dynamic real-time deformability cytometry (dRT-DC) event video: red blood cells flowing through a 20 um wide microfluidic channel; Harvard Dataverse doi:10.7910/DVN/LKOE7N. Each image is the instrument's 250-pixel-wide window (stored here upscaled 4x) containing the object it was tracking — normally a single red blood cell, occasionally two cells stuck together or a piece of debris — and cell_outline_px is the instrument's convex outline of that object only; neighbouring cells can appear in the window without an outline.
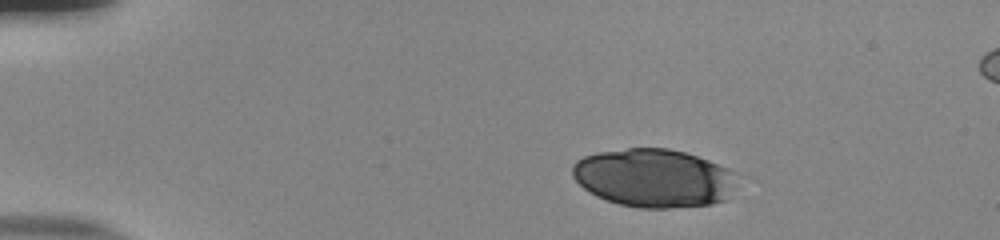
{"species": "human", "species_latin": "Homo sapiens", "temperature_condition": "room temperature", "stored_images_in_passage": 46, "camera_frame_rate_fps": 3000, "um_per_image_px": 0.085, "donor": {"sex": "male"}, "frame": {"image": 1, "passage_image": 1, "time_ms": 0.0, "image_size_px": [1000, 240], "cell_outline_px": [[728, 200], [712, 204], [668, 208], [640, 208], [620, 204], [596, 196], [584, 188], [572, 176], [572, 164], [576, 160], [584, 156], [596, 152], [628, 148], [668, 148], [684, 152], [708, 160], [728, 168]], "centroid_in_image_um": [55.45, 15.12], "position_along_channel_um": 29.6, "area_um2": 55.08}}
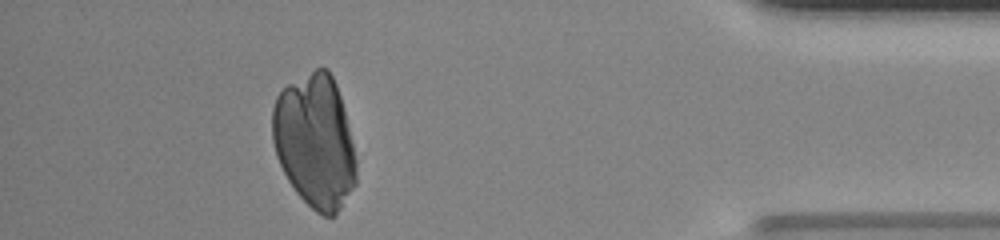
{"frame": {"image": 2, "passage_image": 41, "time_ms": 13.333, "image_size_px": [1000, 240], "cell_outline_px": [[356, 184], [336, 216], [324, 216], [316, 212], [296, 192], [288, 180], [276, 156], [272, 140], [272, 108], [276, 96], [288, 84], [316, 68], [328, 68], [336, 84], [340, 96], [356, 160]], "centroid_in_image_um": [26.76, 12.03], "position_along_channel_um": 408.4, "area_um2": 64.97}}